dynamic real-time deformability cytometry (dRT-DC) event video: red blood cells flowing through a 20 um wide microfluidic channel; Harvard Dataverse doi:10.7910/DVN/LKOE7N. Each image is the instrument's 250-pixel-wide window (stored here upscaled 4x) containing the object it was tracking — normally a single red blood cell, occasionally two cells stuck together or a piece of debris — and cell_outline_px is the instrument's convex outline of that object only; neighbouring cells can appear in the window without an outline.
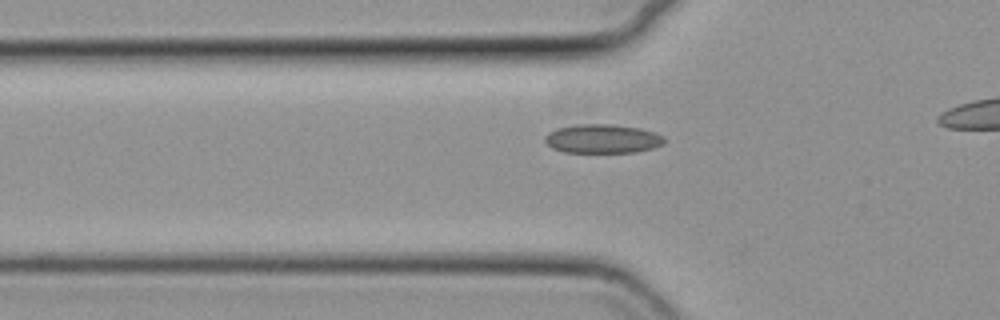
{"species": "common noctule bat (a hibernating species)", "species_latin": "Nyctalus noctula", "temperature_condition": "cold", "stored_images_in_passage": 39, "camera_frame_rate_fps": 3000, "um_per_image_px": 0.085, "animal": {"sex": "female", "body_mass_g": 19.3, "forearm_length_mm": 54.1}, "frame": {"image": 1, "passage_image": 12, "time_ms": 3.667, "image_size_px": [1000, 320], "cell_outline_px": [[664, 144], [652, 148], [636, 152], [564, 152], [552, 148], [544, 140], [544, 136], [548, 132], [556, 128], [576, 124], [612, 124], [640, 128], [664, 136]], "centroid_in_image_um": [51.18, 11.79], "position_along_channel_um": 74.6, "area_um2": 20.17}}
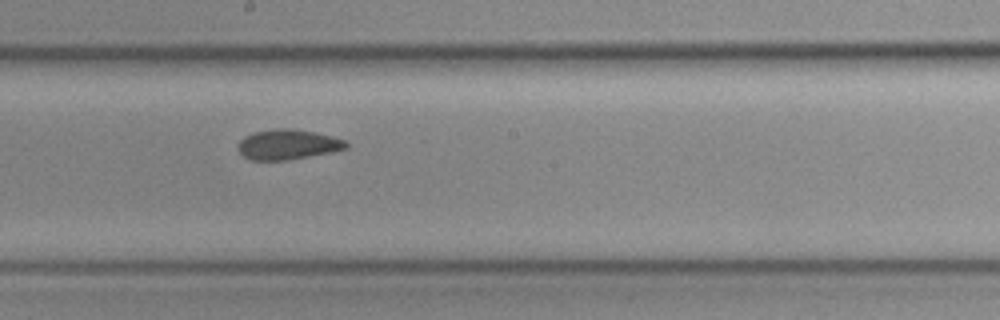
{"frame": {"image": 2, "passage_image": 24, "time_ms": 7.667, "image_size_px": [1000, 320], "cell_outline_px": [[348, 148], [332, 152], [288, 160], [252, 160], [244, 156], [240, 152], [236, 144], [244, 136], [252, 132], [276, 128], [292, 128], [332, 136], [344, 140], [348, 144]], "centroid_in_image_um": [24.44, 12.28], "position_along_channel_um": 223.8, "area_um2": 19.02}}
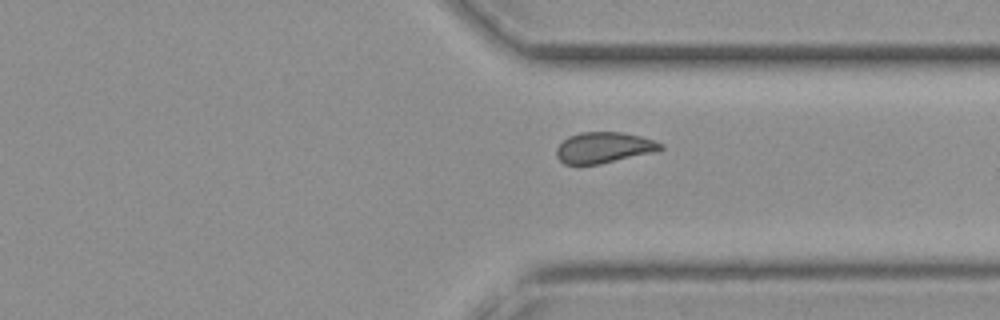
{"frame": {"image": 3, "passage_image": 35, "time_ms": 11.333, "image_size_px": [1000, 320], "cell_outline_px": [[664, 148], [660, 152], [600, 164], [564, 164], [556, 156], [556, 148], [568, 136], [580, 132], [620, 132], [640, 136], [664, 144]], "centroid_in_image_um": [51.38, 12.55], "position_along_channel_um": 360.0, "area_um2": 19.02}}